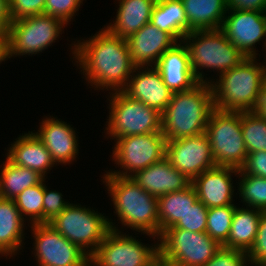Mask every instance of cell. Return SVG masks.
<instances>
[{"instance_id":"cell-28","label":"cell","mask_w":266,"mask_h":266,"mask_svg":"<svg viewBox=\"0 0 266 266\" xmlns=\"http://www.w3.org/2000/svg\"><path fill=\"white\" fill-rule=\"evenodd\" d=\"M198 200L192 184L184 190L166 193L158 197L160 235L173 227Z\"/></svg>"},{"instance_id":"cell-8","label":"cell","mask_w":266,"mask_h":266,"mask_svg":"<svg viewBox=\"0 0 266 266\" xmlns=\"http://www.w3.org/2000/svg\"><path fill=\"white\" fill-rule=\"evenodd\" d=\"M221 245L206 232L166 229L159 236V264L162 266H203Z\"/></svg>"},{"instance_id":"cell-33","label":"cell","mask_w":266,"mask_h":266,"mask_svg":"<svg viewBox=\"0 0 266 266\" xmlns=\"http://www.w3.org/2000/svg\"><path fill=\"white\" fill-rule=\"evenodd\" d=\"M236 207L235 204L208 209L206 233L221 246L227 241L229 236Z\"/></svg>"},{"instance_id":"cell-31","label":"cell","mask_w":266,"mask_h":266,"mask_svg":"<svg viewBox=\"0 0 266 266\" xmlns=\"http://www.w3.org/2000/svg\"><path fill=\"white\" fill-rule=\"evenodd\" d=\"M43 198L44 179L39 184L26 188L13 199L28 226L43 223Z\"/></svg>"},{"instance_id":"cell-3","label":"cell","mask_w":266,"mask_h":266,"mask_svg":"<svg viewBox=\"0 0 266 266\" xmlns=\"http://www.w3.org/2000/svg\"><path fill=\"white\" fill-rule=\"evenodd\" d=\"M214 108L212 88L208 83L199 82L190 90L173 93L161 114L166 141L205 133Z\"/></svg>"},{"instance_id":"cell-1","label":"cell","mask_w":266,"mask_h":266,"mask_svg":"<svg viewBox=\"0 0 266 266\" xmlns=\"http://www.w3.org/2000/svg\"><path fill=\"white\" fill-rule=\"evenodd\" d=\"M80 39L71 43L69 54L82 78L94 91H122L136 67L127 40L114 36L105 27Z\"/></svg>"},{"instance_id":"cell-39","label":"cell","mask_w":266,"mask_h":266,"mask_svg":"<svg viewBox=\"0 0 266 266\" xmlns=\"http://www.w3.org/2000/svg\"><path fill=\"white\" fill-rule=\"evenodd\" d=\"M203 266H249V262L247 253L221 246L214 257Z\"/></svg>"},{"instance_id":"cell-15","label":"cell","mask_w":266,"mask_h":266,"mask_svg":"<svg viewBox=\"0 0 266 266\" xmlns=\"http://www.w3.org/2000/svg\"><path fill=\"white\" fill-rule=\"evenodd\" d=\"M166 158L191 181L216 166L211 145L205 133L166 142Z\"/></svg>"},{"instance_id":"cell-44","label":"cell","mask_w":266,"mask_h":266,"mask_svg":"<svg viewBox=\"0 0 266 266\" xmlns=\"http://www.w3.org/2000/svg\"><path fill=\"white\" fill-rule=\"evenodd\" d=\"M0 54H2V42L0 41Z\"/></svg>"},{"instance_id":"cell-19","label":"cell","mask_w":266,"mask_h":266,"mask_svg":"<svg viewBox=\"0 0 266 266\" xmlns=\"http://www.w3.org/2000/svg\"><path fill=\"white\" fill-rule=\"evenodd\" d=\"M126 40L136 67L154 66L161 55L177 43L169 33L158 29L151 22Z\"/></svg>"},{"instance_id":"cell-9","label":"cell","mask_w":266,"mask_h":266,"mask_svg":"<svg viewBox=\"0 0 266 266\" xmlns=\"http://www.w3.org/2000/svg\"><path fill=\"white\" fill-rule=\"evenodd\" d=\"M205 134L211 145L216 166L240 169L248 154L241 130V112L214 108Z\"/></svg>"},{"instance_id":"cell-40","label":"cell","mask_w":266,"mask_h":266,"mask_svg":"<svg viewBox=\"0 0 266 266\" xmlns=\"http://www.w3.org/2000/svg\"><path fill=\"white\" fill-rule=\"evenodd\" d=\"M239 170L248 175L266 178V152L248 153L243 166Z\"/></svg>"},{"instance_id":"cell-27","label":"cell","mask_w":266,"mask_h":266,"mask_svg":"<svg viewBox=\"0 0 266 266\" xmlns=\"http://www.w3.org/2000/svg\"><path fill=\"white\" fill-rule=\"evenodd\" d=\"M150 22L177 42L188 34V20L181 0H156Z\"/></svg>"},{"instance_id":"cell-24","label":"cell","mask_w":266,"mask_h":266,"mask_svg":"<svg viewBox=\"0 0 266 266\" xmlns=\"http://www.w3.org/2000/svg\"><path fill=\"white\" fill-rule=\"evenodd\" d=\"M116 17L104 27L114 36L128 39L150 22L156 0H116Z\"/></svg>"},{"instance_id":"cell-4","label":"cell","mask_w":266,"mask_h":266,"mask_svg":"<svg viewBox=\"0 0 266 266\" xmlns=\"http://www.w3.org/2000/svg\"><path fill=\"white\" fill-rule=\"evenodd\" d=\"M262 63L259 58L247 57L236 67L218 75L210 83L214 107L231 112L253 111L266 76V64Z\"/></svg>"},{"instance_id":"cell-34","label":"cell","mask_w":266,"mask_h":266,"mask_svg":"<svg viewBox=\"0 0 266 266\" xmlns=\"http://www.w3.org/2000/svg\"><path fill=\"white\" fill-rule=\"evenodd\" d=\"M208 208L199 200L169 229H185L190 232H206Z\"/></svg>"},{"instance_id":"cell-30","label":"cell","mask_w":266,"mask_h":266,"mask_svg":"<svg viewBox=\"0 0 266 266\" xmlns=\"http://www.w3.org/2000/svg\"><path fill=\"white\" fill-rule=\"evenodd\" d=\"M237 193L245 207L266 211V178L238 172Z\"/></svg>"},{"instance_id":"cell-21","label":"cell","mask_w":266,"mask_h":266,"mask_svg":"<svg viewBox=\"0 0 266 266\" xmlns=\"http://www.w3.org/2000/svg\"><path fill=\"white\" fill-rule=\"evenodd\" d=\"M154 67L172 93L190 90L199 83L191 70L188 52L182 42L166 50Z\"/></svg>"},{"instance_id":"cell-14","label":"cell","mask_w":266,"mask_h":266,"mask_svg":"<svg viewBox=\"0 0 266 266\" xmlns=\"http://www.w3.org/2000/svg\"><path fill=\"white\" fill-rule=\"evenodd\" d=\"M220 30L246 57L260 58L256 50L260 41L266 53V12L227 10Z\"/></svg>"},{"instance_id":"cell-32","label":"cell","mask_w":266,"mask_h":266,"mask_svg":"<svg viewBox=\"0 0 266 266\" xmlns=\"http://www.w3.org/2000/svg\"><path fill=\"white\" fill-rule=\"evenodd\" d=\"M241 130L248 153L266 152V120L253 111L241 112Z\"/></svg>"},{"instance_id":"cell-11","label":"cell","mask_w":266,"mask_h":266,"mask_svg":"<svg viewBox=\"0 0 266 266\" xmlns=\"http://www.w3.org/2000/svg\"><path fill=\"white\" fill-rule=\"evenodd\" d=\"M95 210L71 202L48 224L90 256L110 230L108 216Z\"/></svg>"},{"instance_id":"cell-35","label":"cell","mask_w":266,"mask_h":266,"mask_svg":"<svg viewBox=\"0 0 266 266\" xmlns=\"http://www.w3.org/2000/svg\"><path fill=\"white\" fill-rule=\"evenodd\" d=\"M84 0H46L45 14L60 19L65 25L73 22Z\"/></svg>"},{"instance_id":"cell-7","label":"cell","mask_w":266,"mask_h":266,"mask_svg":"<svg viewBox=\"0 0 266 266\" xmlns=\"http://www.w3.org/2000/svg\"><path fill=\"white\" fill-rule=\"evenodd\" d=\"M108 94L109 115L104 138L115 141L120 137L162 132L160 112L128 97L122 91Z\"/></svg>"},{"instance_id":"cell-22","label":"cell","mask_w":266,"mask_h":266,"mask_svg":"<svg viewBox=\"0 0 266 266\" xmlns=\"http://www.w3.org/2000/svg\"><path fill=\"white\" fill-rule=\"evenodd\" d=\"M131 178L155 197L184 190L192 183L185 174L171 165L166 156L161 161L136 172Z\"/></svg>"},{"instance_id":"cell-10","label":"cell","mask_w":266,"mask_h":266,"mask_svg":"<svg viewBox=\"0 0 266 266\" xmlns=\"http://www.w3.org/2000/svg\"><path fill=\"white\" fill-rule=\"evenodd\" d=\"M136 237L110 228L89 256V266H158L159 243L145 244Z\"/></svg>"},{"instance_id":"cell-23","label":"cell","mask_w":266,"mask_h":266,"mask_svg":"<svg viewBox=\"0 0 266 266\" xmlns=\"http://www.w3.org/2000/svg\"><path fill=\"white\" fill-rule=\"evenodd\" d=\"M26 221L22 218L14 200L0 198V254L14 258L24 249ZM25 235V236H24ZM23 247V248H22ZM19 252V253H18Z\"/></svg>"},{"instance_id":"cell-2","label":"cell","mask_w":266,"mask_h":266,"mask_svg":"<svg viewBox=\"0 0 266 266\" xmlns=\"http://www.w3.org/2000/svg\"><path fill=\"white\" fill-rule=\"evenodd\" d=\"M100 179L111 197L114 214L119 222L108 218L111 229L120 230L126 227L152 238L153 243H159L160 227L158 217V197H155L141 188L131 177L103 173ZM116 224V225H115ZM124 226V227H123ZM139 232V233H137Z\"/></svg>"},{"instance_id":"cell-18","label":"cell","mask_w":266,"mask_h":266,"mask_svg":"<svg viewBox=\"0 0 266 266\" xmlns=\"http://www.w3.org/2000/svg\"><path fill=\"white\" fill-rule=\"evenodd\" d=\"M238 172L236 168L215 166L195 177L191 184L198 200L208 209L234 205V194H238L234 192L236 187L233 186V178L238 176Z\"/></svg>"},{"instance_id":"cell-17","label":"cell","mask_w":266,"mask_h":266,"mask_svg":"<svg viewBox=\"0 0 266 266\" xmlns=\"http://www.w3.org/2000/svg\"><path fill=\"white\" fill-rule=\"evenodd\" d=\"M122 92L161 114L173 95L172 91L164 84L161 73L154 66L135 67Z\"/></svg>"},{"instance_id":"cell-6","label":"cell","mask_w":266,"mask_h":266,"mask_svg":"<svg viewBox=\"0 0 266 266\" xmlns=\"http://www.w3.org/2000/svg\"><path fill=\"white\" fill-rule=\"evenodd\" d=\"M66 26L60 19L47 14L12 21L2 42V62L12 57L43 53L58 41Z\"/></svg>"},{"instance_id":"cell-42","label":"cell","mask_w":266,"mask_h":266,"mask_svg":"<svg viewBox=\"0 0 266 266\" xmlns=\"http://www.w3.org/2000/svg\"><path fill=\"white\" fill-rule=\"evenodd\" d=\"M11 18L8 0H0V41L3 42L8 34Z\"/></svg>"},{"instance_id":"cell-16","label":"cell","mask_w":266,"mask_h":266,"mask_svg":"<svg viewBox=\"0 0 266 266\" xmlns=\"http://www.w3.org/2000/svg\"><path fill=\"white\" fill-rule=\"evenodd\" d=\"M39 124L34 133L43 142L55 164L66 166L76 162L80 151L76 128L52 115L43 117Z\"/></svg>"},{"instance_id":"cell-25","label":"cell","mask_w":266,"mask_h":266,"mask_svg":"<svg viewBox=\"0 0 266 266\" xmlns=\"http://www.w3.org/2000/svg\"><path fill=\"white\" fill-rule=\"evenodd\" d=\"M188 20V33L220 29L227 13L226 0H181Z\"/></svg>"},{"instance_id":"cell-5","label":"cell","mask_w":266,"mask_h":266,"mask_svg":"<svg viewBox=\"0 0 266 266\" xmlns=\"http://www.w3.org/2000/svg\"><path fill=\"white\" fill-rule=\"evenodd\" d=\"M181 42L187 49L191 70L201 83L210 84L214 80L212 76L208 78L209 74L204 73L203 70H208L207 72L210 73L213 70L217 73L215 76L217 77L247 58L220 29L195 30L188 33Z\"/></svg>"},{"instance_id":"cell-29","label":"cell","mask_w":266,"mask_h":266,"mask_svg":"<svg viewBox=\"0 0 266 266\" xmlns=\"http://www.w3.org/2000/svg\"><path fill=\"white\" fill-rule=\"evenodd\" d=\"M4 161L0 165V198L13 200L26 188L35 186L44 179L29 168L14 165L7 158Z\"/></svg>"},{"instance_id":"cell-36","label":"cell","mask_w":266,"mask_h":266,"mask_svg":"<svg viewBox=\"0 0 266 266\" xmlns=\"http://www.w3.org/2000/svg\"><path fill=\"white\" fill-rule=\"evenodd\" d=\"M44 179V198H43V223H49L57 217L70 202L63 198L58 190L49 189Z\"/></svg>"},{"instance_id":"cell-26","label":"cell","mask_w":266,"mask_h":266,"mask_svg":"<svg viewBox=\"0 0 266 266\" xmlns=\"http://www.w3.org/2000/svg\"><path fill=\"white\" fill-rule=\"evenodd\" d=\"M261 214V210L237 205L233 214L229 236L222 246L247 253L257 235Z\"/></svg>"},{"instance_id":"cell-41","label":"cell","mask_w":266,"mask_h":266,"mask_svg":"<svg viewBox=\"0 0 266 266\" xmlns=\"http://www.w3.org/2000/svg\"><path fill=\"white\" fill-rule=\"evenodd\" d=\"M228 10L266 12V0H226Z\"/></svg>"},{"instance_id":"cell-37","label":"cell","mask_w":266,"mask_h":266,"mask_svg":"<svg viewBox=\"0 0 266 266\" xmlns=\"http://www.w3.org/2000/svg\"><path fill=\"white\" fill-rule=\"evenodd\" d=\"M247 257L250 266L266 264V211H262L257 235L251 249L247 252Z\"/></svg>"},{"instance_id":"cell-13","label":"cell","mask_w":266,"mask_h":266,"mask_svg":"<svg viewBox=\"0 0 266 266\" xmlns=\"http://www.w3.org/2000/svg\"><path fill=\"white\" fill-rule=\"evenodd\" d=\"M31 236L37 266H89V255L48 223L32 224Z\"/></svg>"},{"instance_id":"cell-45","label":"cell","mask_w":266,"mask_h":266,"mask_svg":"<svg viewBox=\"0 0 266 266\" xmlns=\"http://www.w3.org/2000/svg\"><path fill=\"white\" fill-rule=\"evenodd\" d=\"M0 64H2V54H0Z\"/></svg>"},{"instance_id":"cell-38","label":"cell","mask_w":266,"mask_h":266,"mask_svg":"<svg viewBox=\"0 0 266 266\" xmlns=\"http://www.w3.org/2000/svg\"><path fill=\"white\" fill-rule=\"evenodd\" d=\"M11 21L45 14L46 0H8Z\"/></svg>"},{"instance_id":"cell-12","label":"cell","mask_w":266,"mask_h":266,"mask_svg":"<svg viewBox=\"0 0 266 266\" xmlns=\"http://www.w3.org/2000/svg\"><path fill=\"white\" fill-rule=\"evenodd\" d=\"M166 138L162 132L120 137L112 147L115 168L105 173L131 177L136 172L161 161L166 156Z\"/></svg>"},{"instance_id":"cell-20","label":"cell","mask_w":266,"mask_h":266,"mask_svg":"<svg viewBox=\"0 0 266 266\" xmlns=\"http://www.w3.org/2000/svg\"><path fill=\"white\" fill-rule=\"evenodd\" d=\"M5 150V157L16 166L29 168L44 179L53 167L58 165L52 160L51 155L43 142L33 131L18 135ZM55 165V166H54ZM49 171V172H48Z\"/></svg>"},{"instance_id":"cell-43","label":"cell","mask_w":266,"mask_h":266,"mask_svg":"<svg viewBox=\"0 0 266 266\" xmlns=\"http://www.w3.org/2000/svg\"><path fill=\"white\" fill-rule=\"evenodd\" d=\"M253 112L260 118L266 120V76L263 79L259 92L258 102Z\"/></svg>"}]
</instances>
